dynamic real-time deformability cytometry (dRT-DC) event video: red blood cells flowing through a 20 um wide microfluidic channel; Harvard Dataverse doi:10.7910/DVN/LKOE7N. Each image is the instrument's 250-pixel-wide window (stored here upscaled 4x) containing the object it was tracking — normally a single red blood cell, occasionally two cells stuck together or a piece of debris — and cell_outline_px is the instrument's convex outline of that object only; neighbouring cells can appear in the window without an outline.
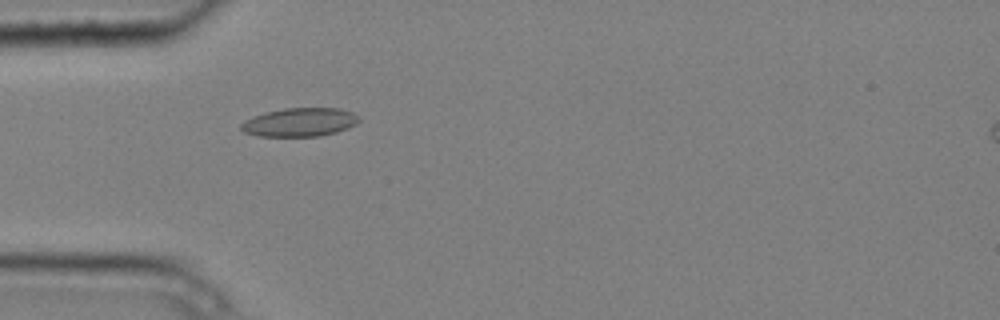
{"species": "common noctule bat (a hibernating species)", "species_latin": "Nyctalus noctula", "temperature_condition": "cold", "stored_images_in_passage": 5, "camera_frame_rate_fps": 3000, "um_per_image_px": 0.085, "animal": {"sex": "male", "body_mass_g": 20.4}, "frame": {"image": 1, "passage_image": 4, "time_ms": 1.0, "image_size_px": [1000, 320], "cell_outline_px": [[360, 120], [356, 124], [348, 128], [336, 132], [320, 136], [256, 136], [244, 132], [240, 128], [240, 124], [244, 120], [252, 116], [264, 112], [284, 108], [340, 108], [352, 112], [360, 116]], "centroid_in_image_um": [25.47, 10.38], "position_along_channel_um": 59.5, "area_um2": 19.88}}
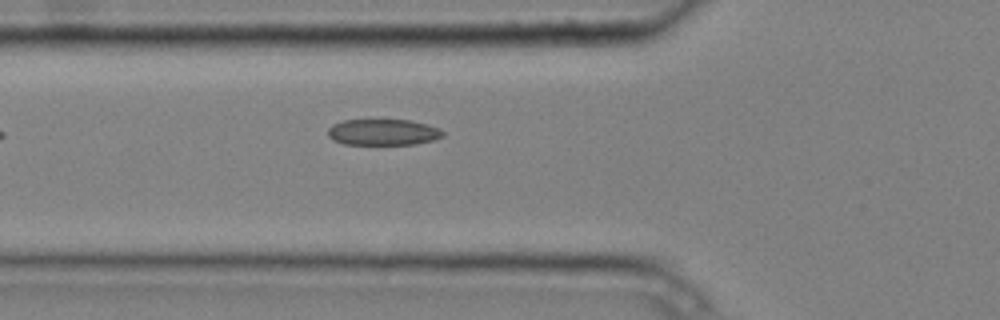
{"frame": {"image": 2, "passage_image": 5, "time_ms": 1.333, "image_size_px": [1000, 320], "cell_outline_px": [[444, 136], [432, 140], [416, 144], [344, 144], [332, 140], [328, 136], [328, 128], [332, 124], [344, 120], [408, 120], [440, 128], [444, 132]], "centroid_in_image_um": [32.54, 11.24], "position_along_channel_um": 93.3, "area_um2": 17.46}}